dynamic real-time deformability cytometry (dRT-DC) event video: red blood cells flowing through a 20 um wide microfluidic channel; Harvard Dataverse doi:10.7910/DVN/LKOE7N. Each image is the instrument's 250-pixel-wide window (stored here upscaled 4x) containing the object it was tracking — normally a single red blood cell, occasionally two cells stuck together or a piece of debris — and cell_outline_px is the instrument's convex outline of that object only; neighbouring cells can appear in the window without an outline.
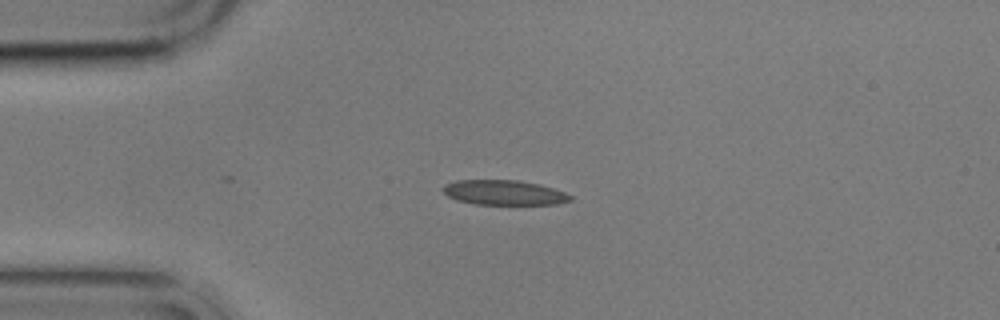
{"species": "common noctule bat (a hibernating species)", "species_latin": "Nyctalus noctula", "temperature_condition": "cold", "stored_images_in_passage": 3, "camera_frame_rate_fps": 3000, "um_per_image_px": 0.085, "animal": {"sex": "male", "body_mass_g": 17.9}, "frame": {"image": 1, "passage_image": 2, "time_ms": 2.333, "image_size_px": [1000, 320], "cell_outline_px": [[572, 200], [556, 204], [476, 204], [456, 200], [448, 196], [440, 188], [444, 184], [456, 180], [516, 180], [540, 184], [564, 192], [572, 196]], "centroid_in_image_um": [42.81, 16.36], "position_along_channel_um": 42.2, "area_um2": 18.44}}